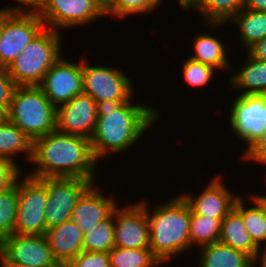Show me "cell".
<instances>
[{
	"instance_id": "6da1fadb",
	"label": "cell",
	"mask_w": 266,
	"mask_h": 267,
	"mask_svg": "<svg viewBox=\"0 0 266 267\" xmlns=\"http://www.w3.org/2000/svg\"><path fill=\"white\" fill-rule=\"evenodd\" d=\"M135 95L129 101H103L97 103V121L92 137L91 149L94 158L124 154L135 146L143 135L160 120V111L150 104L134 103ZM124 152V153H123ZM106 157V158H105Z\"/></svg>"
},
{
	"instance_id": "7a4b0ae2",
	"label": "cell",
	"mask_w": 266,
	"mask_h": 267,
	"mask_svg": "<svg viewBox=\"0 0 266 267\" xmlns=\"http://www.w3.org/2000/svg\"><path fill=\"white\" fill-rule=\"evenodd\" d=\"M28 175L36 178L76 177L97 182L100 163L94 158L90 139L56 129L33 141ZM35 165V167H34ZM97 171V172H96Z\"/></svg>"
},
{
	"instance_id": "3957f363",
	"label": "cell",
	"mask_w": 266,
	"mask_h": 267,
	"mask_svg": "<svg viewBox=\"0 0 266 267\" xmlns=\"http://www.w3.org/2000/svg\"><path fill=\"white\" fill-rule=\"evenodd\" d=\"M173 196L166 202L154 203L153 207L148 199L139 201L147 211L149 248L162 265L174 256L176 259L188 250L187 254L191 252L190 207L180 194Z\"/></svg>"
},
{
	"instance_id": "277c9868",
	"label": "cell",
	"mask_w": 266,
	"mask_h": 267,
	"mask_svg": "<svg viewBox=\"0 0 266 267\" xmlns=\"http://www.w3.org/2000/svg\"><path fill=\"white\" fill-rule=\"evenodd\" d=\"M62 34L45 28L30 42L7 71L17 86H39L46 72L63 55Z\"/></svg>"
},
{
	"instance_id": "5b68a950",
	"label": "cell",
	"mask_w": 266,
	"mask_h": 267,
	"mask_svg": "<svg viewBox=\"0 0 266 267\" xmlns=\"http://www.w3.org/2000/svg\"><path fill=\"white\" fill-rule=\"evenodd\" d=\"M7 120L34 141L56 129V108L39 86H17Z\"/></svg>"
},
{
	"instance_id": "8992f818",
	"label": "cell",
	"mask_w": 266,
	"mask_h": 267,
	"mask_svg": "<svg viewBox=\"0 0 266 267\" xmlns=\"http://www.w3.org/2000/svg\"><path fill=\"white\" fill-rule=\"evenodd\" d=\"M47 178H36L24 172L18 178V205L14 234L45 235Z\"/></svg>"
},
{
	"instance_id": "52a82bcc",
	"label": "cell",
	"mask_w": 266,
	"mask_h": 267,
	"mask_svg": "<svg viewBox=\"0 0 266 267\" xmlns=\"http://www.w3.org/2000/svg\"><path fill=\"white\" fill-rule=\"evenodd\" d=\"M228 111L230 131L239 142L246 144L241 156L247 152L266 131V95H234Z\"/></svg>"
},
{
	"instance_id": "ba28073f",
	"label": "cell",
	"mask_w": 266,
	"mask_h": 267,
	"mask_svg": "<svg viewBox=\"0 0 266 267\" xmlns=\"http://www.w3.org/2000/svg\"><path fill=\"white\" fill-rule=\"evenodd\" d=\"M45 28L39 14L9 13L0 9V67L7 69Z\"/></svg>"
},
{
	"instance_id": "9c48e42d",
	"label": "cell",
	"mask_w": 266,
	"mask_h": 267,
	"mask_svg": "<svg viewBox=\"0 0 266 267\" xmlns=\"http://www.w3.org/2000/svg\"><path fill=\"white\" fill-rule=\"evenodd\" d=\"M84 93L97 103L103 101H129L135 94V85L125 72L114 66H97L82 58Z\"/></svg>"
},
{
	"instance_id": "30bf717a",
	"label": "cell",
	"mask_w": 266,
	"mask_h": 267,
	"mask_svg": "<svg viewBox=\"0 0 266 267\" xmlns=\"http://www.w3.org/2000/svg\"><path fill=\"white\" fill-rule=\"evenodd\" d=\"M39 15L46 28L61 32V28L89 26L99 17L105 18V3L102 0H49Z\"/></svg>"
},
{
	"instance_id": "8fae6325",
	"label": "cell",
	"mask_w": 266,
	"mask_h": 267,
	"mask_svg": "<svg viewBox=\"0 0 266 267\" xmlns=\"http://www.w3.org/2000/svg\"><path fill=\"white\" fill-rule=\"evenodd\" d=\"M0 265L61 266L54 260L45 235L22 234L0 241Z\"/></svg>"
},
{
	"instance_id": "7c38bea8",
	"label": "cell",
	"mask_w": 266,
	"mask_h": 267,
	"mask_svg": "<svg viewBox=\"0 0 266 267\" xmlns=\"http://www.w3.org/2000/svg\"><path fill=\"white\" fill-rule=\"evenodd\" d=\"M79 60L77 63L75 60H68L64 55L61 56L46 72L39 85L55 108L84 93L82 56Z\"/></svg>"
},
{
	"instance_id": "4fadbf2b",
	"label": "cell",
	"mask_w": 266,
	"mask_h": 267,
	"mask_svg": "<svg viewBox=\"0 0 266 267\" xmlns=\"http://www.w3.org/2000/svg\"><path fill=\"white\" fill-rule=\"evenodd\" d=\"M92 183L91 180L76 177L47 178V229L70 220L79 197Z\"/></svg>"
},
{
	"instance_id": "5bb4252c",
	"label": "cell",
	"mask_w": 266,
	"mask_h": 267,
	"mask_svg": "<svg viewBox=\"0 0 266 267\" xmlns=\"http://www.w3.org/2000/svg\"><path fill=\"white\" fill-rule=\"evenodd\" d=\"M223 178V175L216 173L215 177L211 178V182H206L208 183L204 184L206 187L204 186L196 196L189 190L179 194L187 202L192 213L217 218L222 222L241 196L240 192L230 190V187L225 185L226 179Z\"/></svg>"
},
{
	"instance_id": "9a60e30c",
	"label": "cell",
	"mask_w": 266,
	"mask_h": 267,
	"mask_svg": "<svg viewBox=\"0 0 266 267\" xmlns=\"http://www.w3.org/2000/svg\"><path fill=\"white\" fill-rule=\"evenodd\" d=\"M123 205L119 203L114 210V246L149 248V222L145 207L139 200Z\"/></svg>"
},
{
	"instance_id": "2e32d148",
	"label": "cell",
	"mask_w": 266,
	"mask_h": 267,
	"mask_svg": "<svg viewBox=\"0 0 266 267\" xmlns=\"http://www.w3.org/2000/svg\"><path fill=\"white\" fill-rule=\"evenodd\" d=\"M97 121V102L88 94L76 95L56 108V130L90 139Z\"/></svg>"
},
{
	"instance_id": "e0dca14e",
	"label": "cell",
	"mask_w": 266,
	"mask_h": 267,
	"mask_svg": "<svg viewBox=\"0 0 266 267\" xmlns=\"http://www.w3.org/2000/svg\"><path fill=\"white\" fill-rule=\"evenodd\" d=\"M97 185V182L92 183L83 192L71 213L70 220L79 226L83 234L108 218L119 205V197L115 196V192H107L103 188H98L101 185Z\"/></svg>"
},
{
	"instance_id": "ac0fdd59",
	"label": "cell",
	"mask_w": 266,
	"mask_h": 267,
	"mask_svg": "<svg viewBox=\"0 0 266 267\" xmlns=\"http://www.w3.org/2000/svg\"><path fill=\"white\" fill-rule=\"evenodd\" d=\"M45 236L54 260L62 267L83 251L84 234L71 220L47 229Z\"/></svg>"
},
{
	"instance_id": "d6986e66",
	"label": "cell",
	"mask_w": 266,
	"mask_h": 267,
	"mask_svg": "<svg viewBox=\"0 0 266 267\" xmlns=\"http://www.w3.org/2000/svg\"><path fill=\"white\" fill-rule=\"evenodd\" d=\"M243 64L237 70L231 68L229 79L230 90L236 94H265L266 93V61L253 58L248 52L245 54ZM231 71H234L233 73ZM237 71V72H236ZM241 92H240V91Z\"/></svg>"
},
{
	"instance_id": "ffe728a7",
	"label": "cell",
	"mask_w": 266,
	"mask_h": 267,
	"mask_svg": "<svg viewBox=\"0 0 266 267\" xmlns=\"http://www.w3.org/2000/svg\"><path fill=\"white\" fill-rule=\"evenodd\" d=\"M208 32V30L207 33L201 31V33L198 32L196 36L193 37L194 40L191 41L193 43L189 44L193 46V54L188 56V58L209 65L215 68L217 72L219 70V73L220 71H228L230 73L234 65L228 57V55H230L228 52L231 51L229 50L230 45L228 43L226 44L225 41L222 42L220 37H215L216 35L213 36Z\"/></svg>"
},
{
	"instance_id": "44dd1931",
	"label": "cell",
	"mask_w": 266,
	"mask_h": 267,
	"mask_svg": "<svg viewBox=\"0 0 266 267\" xmlns=\"http://www.w3.org/2000/svg\"><path fill=\"white\" fill-rule=\"evenodd\" d=\"M229 23V24H228ZM233 24L238 27L239 40L243 50H248L256 42L266 37V11H255L243 8L235 14L227 23H205L208 30H218L224 25ZM210 28V29H209Z\"/></svg>"
},
{
	"instance_id": "7402d4cb",
	"label": "cell",
	"mask_w": 266,
	"mask_h": 267,
	"mask_svg": "<svg viewBox=\"0 0 266 267\" xmlns=\"http://www.w3.org/2000/svg\"><path fill=\"white\" fill-rule=\"evenodd\" d=\"M219 242L248 254L257 264L261 260L262 250L254 243L242 216L234 208L221 222Z\"/></svg>"
},
{
	"instance_id": "603a6c76",
	"label": "cell",
	"mask_w": 266,
	"mask_h": 267,
	"mask_svg": "<svg viewBox=\"0 0 266 267\" xmlns=\"http://www.w3.org/2000/svg\"><path fill=\"white\" fill-rule=\"evenodd\" d=\"M196 252L197 267H258L248 254L219 241L198 248Z\"/></svg>"
},
{
	"instance_id": "cb8c5ba5",
	"label": "cell",
	"mask_w": 266,
	"mask_h": 267,
	"mask_svg": "<svg viewBox=\"0 0 266 267\" xmlns=\"http://www.w3.org/2000/svg\"><path fill=\"white\" fill-rule=\"evenodd\" d=\"M18 154H23L24 160L29 164L33 155V141L16 125L6 120L0 125V157L20 166L17 162L20 161L17 160Z\"/></svg>"
},
{
	"instance_id": "d4e9b609",
	"label": "cell",
	"mask_w": 266,
	"mask_h": 267,
	"mask_svg": "<svg viewBox=\"0 0 266 267\" xmlns=\"http://www.w3.org/2000/svg\"><path fill=\"white\" fill-rule=\"evenodd\" d=\"M243 196L241 195L237 199L234 209L242 216L244 225L254 243L261 250H264L266 248V218L254 202L249 199V202L253 204L251 206L248 202V197L245 199Z\"/></svg>"
},
{
	"instance_id": "484cf974",
	"label": "cell",
	"mask_w": 266,
	"mask_h": 267,
	"mask_svg": "<svg viewBox=\"0 0 266 267\" xmlns=\"http://www.w3.org/2000/svg\"><path fill=\"white\" fill-rule=\"evenodd\" d=\"M221 234V221L206 215L194 214L190 209L189 237L192 248L196 250L218 242Z\"/></svg>"
},
{
	"instance_id": "4316f807",
	"label": "cell",
	"mask_w": 266,
	"mask_h": 267,
	"mask_svg": "<svg viewBox=\"0 0 266 267\" xmlns=\"http://www.w3.org/2000/svg\"><path fill=\"white\" fill-rule=\"evenodd\" d=\"M245 0H202L195 11L202 17L201 23H227L244 8Z\"/></svg>"
},
{
	"instance_id": "83f0119b",
	"label": "cell",
	"mask_w": 266,
	"mask_h": 267,
	"mask_svg": "<svg viewBox=\"0 0 266 267\" xmlns=\"http://www.w3.org/2000/svg\"><path fill=\"white\" fill-rule=\"evenodd\" d=\"M111 267H162L150 248L114 247L109 252Z\"/></svg>"
},
{
	"instance_id": "f1b7e54d",
	"label": "cell",
	"mask_w": 266,
	"mask_h": 267,
	"mask_svg": "<svg viewBox=\"0 0 266 267\" xmlns=\"http://www.w3.org/2000/svg\"><path fill=\"white\" fill-rule=\"evenodd\" d=\"M114 246V211L83 236V251L109 252Z\"/></svg>"
},
{
	"instance_id": "f546056e",
	"label": "cell",
	"mask_w": 266,
	"mask_h": 267,
	"mask_svg": "<svg viewBox=\"0 0 266 267\" xmlns=\"http://www.w3.org/2000/svg\"><path fill=\"white\" fill-rule=\"evenodd\" d=\"M163 0H108L105 3V15L114 19L123 18L135 14L144 15L155 13L163 4Z\"/></svg>"
},
{
	"instance_id": "4dcf8cb0",
	"label": "cell",
	"mask_w": 266,
	"mask_h": 267,
	"mask_svg": "<svg viewBox=\"0 0 266 267\" xmlns=\"http://www.w3.org/2000/svg\"><path fill=\"white\" fill-rule=\"evenodd\" d=\"M18 205V180L17 183L0 192V241L14 234Z\"/></svg>"
},
{
	"instance_id": "1f68e13d",
	"label": "cell",
	"mask_w": 266,
	"mask_h": 267,
	"mask_svg": "<svg viewBox=\"0 0 266 267\" xmlns=\"http://www.w3.org/2000/svg\"><path fill=\"white\" fill-rule=\"evenodd\" d=\"M182 63V77L188 86L205 88L215 80L217 70L209 65L186 57ZM215 76V77H214ZM205 86V87H204Z\"/></svg>"
},
{
	"instance_id": "d6a6232c",
	"label": "cell",
	"mask_w": 266,
	"mask_h": 267,
	"mask_svg": "<svg viewBox=\"0 0 266 267\" xmlns=\"http://www.w3.org/2000/svg\"><path fill=\"white\" fill-rule=\"evenodd\" d=\"M64 267H111L108 252H80Z\"/></svg>"
},
{
	"instance_id": "836d02e7",
	"label": "cell",
	"mask_w": 266,
	"mask_h": 267,
	"mask_svg": "<svg viewBox=\"0 0 266 267\" xmlns=\"http://www.w3.org/2000/svg\"><path fill=\"white\" fill-rule=\"evenodd\" d=\"M23 171L15 162L0 157V192L13 187Z\"/></svg>"
},
{
	"instance_id": "e575fe53",
	"label": "cell",
	"mask_w": 266,
	"mask_h": 267,
	"mask_svg": "<svg viewBox=\"0 0 266 267\" xmlns=\"http://www.w3.org/2000/svg\"><path fill=\"white\" fill-rule=\"evenodd\" d=\"M49 0H14L12 6H4L0 9L9 13L40 14L47 6Z\"/></svg>"
},
{
	"instance_id": "d590c367",
	"label": "cell",
	"mask_w": 266,
	"mask_h": 267,
	"mask_svg": "<svg viewBox=\"0 0 266 267\" xmlns=\"http://www.w3.org/2000/svg\"><path fill=\"white\" fill-rule=\"evenodd\" d=\"M16 83L9 76L6 68L0 67V107L8 111L15 89Z\"/></svg>"
},
{
	"instance_id": "8d00e7d4",
	"label": "cell",
	"mask_w": 266,
	"mask_h": 267,
	"mask_svg": "<svg viewBox=\"0 0 266 267\" xmlns=\"http://www.w3.org/2000/svg\"><path fill=\"white\" fill-rule=\"evenodd\" d=\"M239 157L241 162L245 160L246 162L251 161V163H254L255 161V163L259 164L260 166L262 164V167L266 166V131L247 152ZM264 172V178L266 179V170Z\"/></svg>"
},
{
	"instance_id": "74e56055",
	"label": "cell",
	"mask_w": 266,
	"mask_h": 267,
	"mask_svg": "<svg viewBox=\"0 0 266 267\" xmlns=\"http://www.w3.org/2000/svg\"><path fill=\"white\" fill-rule=\"evenodd\" d=\"M247 52L255 59L266 61V37L256 42Z\"/></svg>"
},
{
	"instance_id": "f35d334b",
	"label": "cell",
	"mask_w": 266,
	"mask_h": 267,
	"mask_svg": "<svg viewBox=\"0 0 266 267\" xmlns=\"http://www.w3.org/2000/svg\"><path fill=\"white\" fill-rule=\"evenodd\" d=\"M264 183H266V179L264 180ZM250 194V195H249ZM248 194V199H250L252 202H254L257 207L260 209L262 214L266 218V195L264 194H259V193H249ZM259 194V195H258Z\"/></svg>"
},
{
	"instance_id": "ab89813d",
	"label": "cell",
	"mask_w": 266,
	"mask_h": 267,
	"mask_svg": "<svg viewBox=\"0 0 266 267\" xmlns=\"http://www.w3.org/2000/svg\"><path fill=\"white\" fill-rule=\"evenodd\" d=\"M177 4L180 5V9L185 10L187 13L194 12L201 5L202 0H176ZM189 10V11H188Z\"/></svg>"
},
{
	"instance_id": "60d3db41",
	"label": "cell",
	"mask_w": 266,
	"mask_h": 267,
	"mask_svg": "<svg viewBox=\"0 0 266 267\" xmlns=\"http://www.w3.org/2000/svg\"><path fill=\"white\" fill-rule=\"evenodd\" d=\"M244 8L255 11H266V0H245Z\"/></svg>"
},
{
	"instance_id": "b9f144b4",
	"label": "cell",
	"mask_w": 266,
	"mask_h": 267,
	"mask_svg": "<svg viewBox=\"0 0 266 267\" xmlns=\"http://www.w3.org/2000/svg\"><path fill=\"white\" fill-rule=\"evenodd\" d=\"M7 120V111L0 107V125Z\"/></svg>"
},
{
	"instance_id": "7bdbcfd3",
	"label": "cell",
	"mask_w": 266,
	"mask_h": 267,
	"mask_svg": "<svg viewBox=\"0 0 266 267\" xmlns=\"http://www.w3.org/2000/svg\"><path fill=\"white\" fill-rule=\"evenodd\" d=\"M260 265V267H266V248L262 251V257L261 260L258 264V266Z\"/></svg>"
},
{
	"instance_id": "ee69618b",
	"label": "cell",
	"mask_w": 266,
	"mask_h": 267,
	"mask_svg": "<svg viewBox=\"0 0 266 267\" xmlns=\"http://www.w3.org/2000/svg\"><path fill=\"white\" fill-rule=\"evenodd\" d=\"M0 267H35L29 265H0ZM49 267H62V266H49Z\"/></svg>"
}]
</instances>
